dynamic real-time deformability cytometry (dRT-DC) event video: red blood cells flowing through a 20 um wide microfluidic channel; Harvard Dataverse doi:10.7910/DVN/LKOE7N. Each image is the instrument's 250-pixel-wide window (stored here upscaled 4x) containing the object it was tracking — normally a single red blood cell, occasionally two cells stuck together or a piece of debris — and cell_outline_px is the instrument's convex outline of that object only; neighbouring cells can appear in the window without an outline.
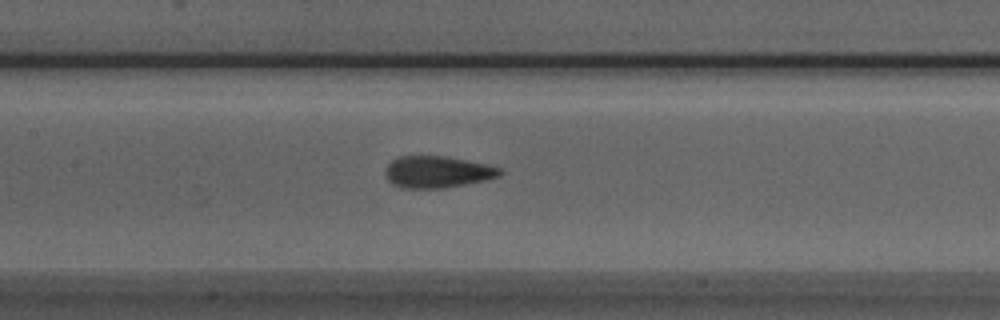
{"species": "Egyptian fruit bat (a non-hibernating species)", "species_latin": "Rousettus aegyptiacus", "temperature_condition": "room temperature", "stored_images_in_passage": 18, "camera_frame_rate_fps": 3000, "um_per_image_px": 0.085, "animal": {"sex": "male"}, "frame": {"image": 1, "passage_image": 13, "time_ms": 4.0, "image_size_px": [1000, 320], "cell_outline_px": [[504, 172], [500, 176], [484, 180], [444, 188], [400, 188], [392, 184], [388, 180], [384, 172], [384, 168], [392, 160], [400, 156], [444, 156], [484, 164], [500, 168]], "centroid_in_image_um": [37.12, 14.62], "position_along_channel_um": 170.3, "area_um2": 21.1}}
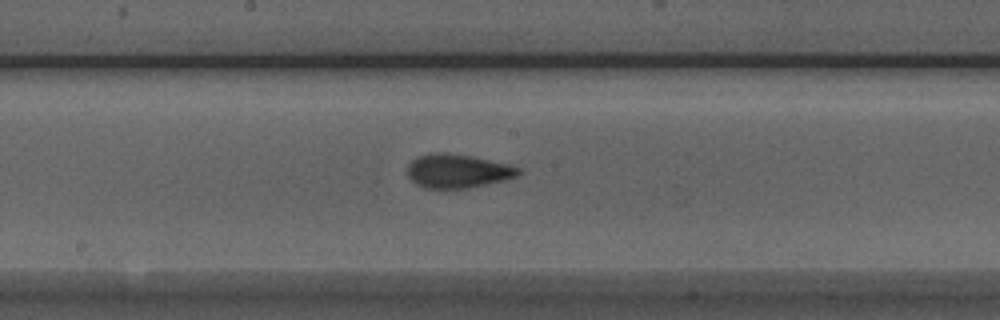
{"frame": {"image": 2, "passage_image": 16, "time_ms": 5.0, "image_size_px": [1000, 320], "cell_outline_px": [[524, 172], [516, 176], [504, 180], [468, 188], [424, 188], [416, 184], [408, 176], [408, 164], [416, 156], [432, 152], [444, 152], [468, 156], [508, 164], [520, 168]], "centroid_in_image_um": [38.88, 14.53], "position_along_channel_um": 209.3, "area_um2": 21.79}}